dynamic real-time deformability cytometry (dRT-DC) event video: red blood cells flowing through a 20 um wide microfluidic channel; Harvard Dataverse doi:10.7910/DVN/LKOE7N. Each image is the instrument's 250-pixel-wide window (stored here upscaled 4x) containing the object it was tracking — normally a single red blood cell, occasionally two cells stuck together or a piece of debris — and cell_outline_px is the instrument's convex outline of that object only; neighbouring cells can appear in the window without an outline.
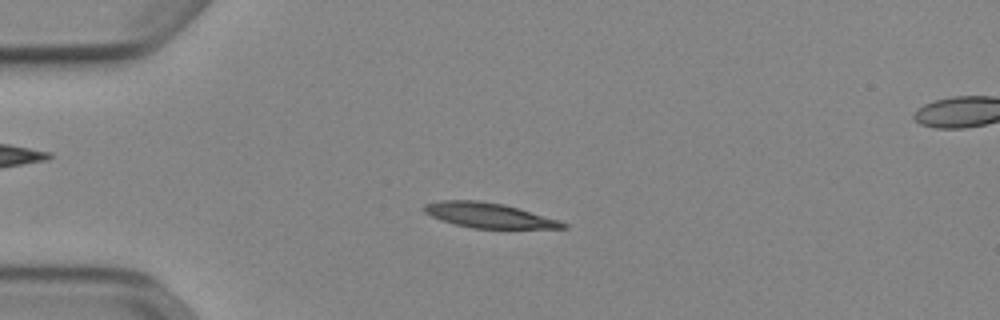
{"species": "Egyptian fruit bat (a non-hibernating species)", "species_latin": "Rousettus aegyptiacus", "temperature_condition": "cold", "stored_images_in_passage": 52, "camera_frame_rate_fps": 3000, "um_per_image_px": 0.085, "animal": {"sex": "female"}, "frame": {"image": 1, "passage_image": 13, "time_ms": 4.0, "image_size_px": [1000, 320], "cell_outline_px": [[568, 228], [472, 228], [456, 224], [432, 216], [424, 212], [420, 208], [424, 204], [440, 200], [480, 200], [504, 204], [560, 220], [568, 224]], "centroid_in_image_um": [41.54, 18.29], "position_along_channel_um": 43.5, "area_um2": 20.11}}
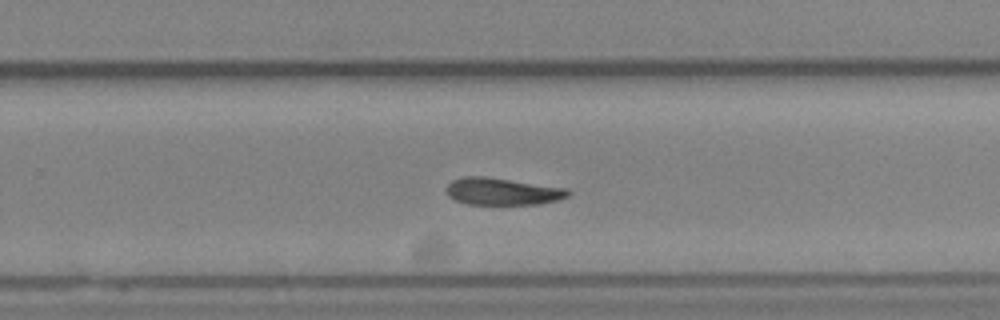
{"frame": {"image": 2, "passage_image": 34, "time_ms": 11.0, "image_size_px": [1000, 320], "cell_outline_px": [[572, 192], [568, 196], [560, 200], [540, 204], [468, 204], [456, 200], [448, 196], [448, 184], [452, 180], [464, 176], [484, 176], [568, 188]], "centroid_in_image_um": [42.76, 16.27], "position_along_channel_um": 287.0, "area_um2": 19.25}}
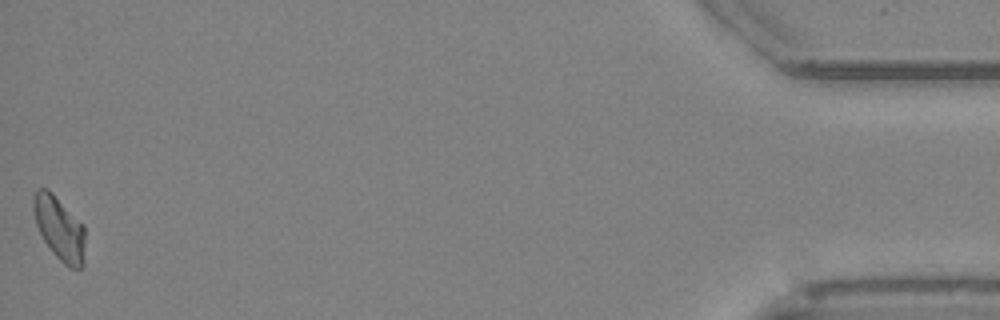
{"frame": {"image": 3, "passage_image": 52, "time_ms": 17.0, "image_size_px": [1000, 320], "cell_outline_px": [[84, 264], [80, 268], [68, 268], [52, 252], [44, 240], [36, 224], [32, 208], [32, 196], [36, 188], [48, 188], [84, 224]], "centroid_in_image_um": [5.03, 19.37], "position_along_channel_um": 430.2, "area_um2": 19.42}, "authors_computed_cell_mechanics": {"area_um2": 19.4786, "velocity_mm_per_s": 3.8799, "shape_relaxation_time_tau1_ms": 6.6802, "shape_relaxation_time_tau2_ms": null, "deformation_change_tau1": 0.1798, "deformation_change_tau2": null}}